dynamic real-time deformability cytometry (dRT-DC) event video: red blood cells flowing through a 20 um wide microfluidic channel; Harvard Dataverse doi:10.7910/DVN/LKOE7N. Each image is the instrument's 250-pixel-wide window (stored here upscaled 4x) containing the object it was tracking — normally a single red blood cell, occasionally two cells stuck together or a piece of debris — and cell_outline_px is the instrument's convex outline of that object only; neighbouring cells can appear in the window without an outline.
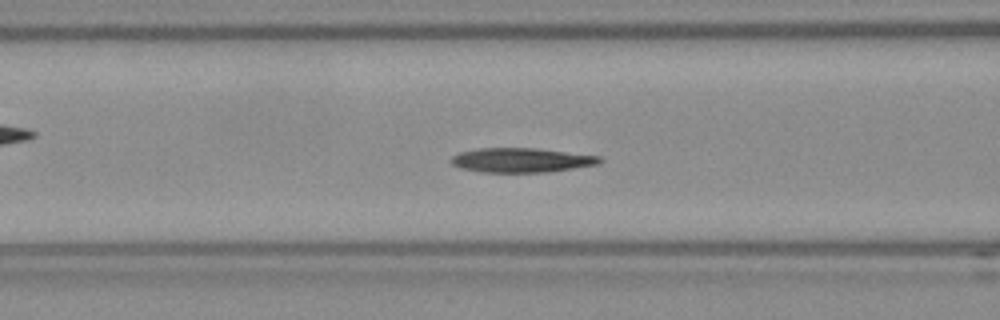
{"species": "Egyptian fruit bat (a non-hibernating species)", "species_latin": "Rousettus aegyptiacus", "temperature_condition": "room temperature", "stored_images_in_passage": 48, "camera_frame_rate_fps": 3000, "um_per_image_px": 0.085, "frame": {"image": 1, "passage_image": 14, "time_ms": 4.333, "image_size_px": [1000, 320], "cell_outline_px": [[604, 160], [600, 164], [548, 172], [480, 172], [460, 168], [452, 164], [448, 160], [452, 156], [460, 152], [480, 148], [536, 148], [600, 156]], "centroid_in_image_um": [44.31, 13.61], "position_along_channel_um": 122.3, "area_um2": 21.27}, "authors_computed_cell_mechanics": {"area_um2": 21.0681, "velocity_mm_per_s": 3.7763, "shape_relaxation_time_tau1_ms": 6.706, "shape_relaxation_time_tau2_ms": null, "deformation_change_tau1": 0.1844, "deformation_change_tau2": null}}